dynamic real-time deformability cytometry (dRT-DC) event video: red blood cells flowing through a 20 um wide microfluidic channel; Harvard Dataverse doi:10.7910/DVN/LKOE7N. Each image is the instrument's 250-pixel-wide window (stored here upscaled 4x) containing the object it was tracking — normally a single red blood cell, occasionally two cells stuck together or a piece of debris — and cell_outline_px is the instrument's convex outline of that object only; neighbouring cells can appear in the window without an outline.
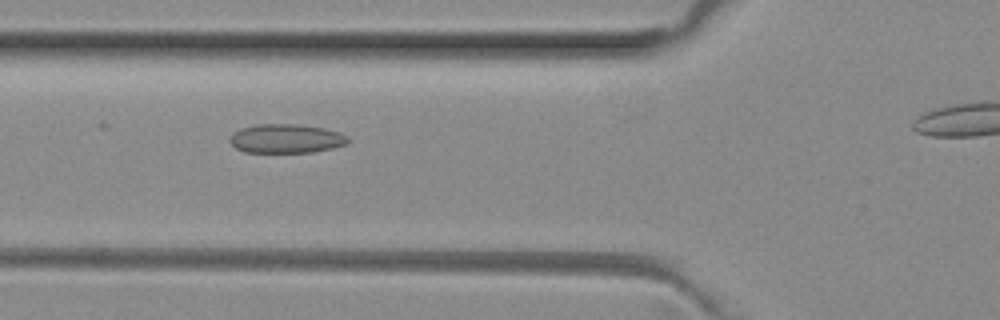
{"species": "common noctule bat (a hibernating species)", "species_latin": "Nyctalus noctula", "temperature_condition": "room temperature", "stored_images_in_passage": 5, "segment_of_instrument_passage": [1, 2], "camera_frame_rate_fps": 3000, "um_per_image_px": 0.085, "animal": {"sex": "female", "body_mass_g": 29.2, "forearm_length_mm": 56.3}, "frame": {"image": 1, "passage_image": 3, "time_ms": 0.667, "image_size_px": [1000, 320], "cell_outline_px": [[348, 140], [344, 144], [332, 148], [312, 152], [244, 152], [236, 148], [228, 140], [240, 128], [256, 124], [296, 124], [324, 128], [340, 132], [348, 136]], "centroid_in_image_um": [24.31, 11.77], "position_along_channel_um": 101.5, "area_um2": 19.83}}
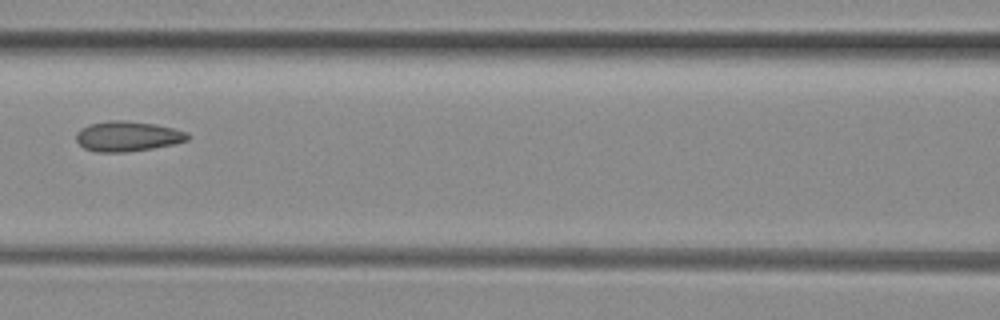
{"frame": {"image": 2, "passage_image": 4, "time_ms": 1.0, "image_size_px": [1000, 320], "cell_outline_px": [[192, 136], [188, 140], [172, 144], [152, 148], [124, 152], [96, 152], [84, 148], [76, 140], [76, 132], [80, 128], [88, 124], [108, 120], [124, 120], [156, 124], [188, 132]], "centroid_in_image_um": [10.83, 11.57], "position_along_channel_um": 155.8, "area_um2": 19.71}}